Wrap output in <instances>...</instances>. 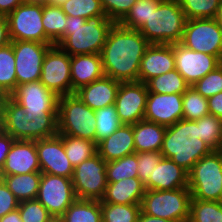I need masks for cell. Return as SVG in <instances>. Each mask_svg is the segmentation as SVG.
<instances>
[{"instance_id": "6da1fadb", "label": "cell", "mask_w": 222, "mask_h": 222, "mask_svg": "<svg viewBox=\"0 0 222 222\" xmlns=\"http://www.w3.org/2000/svg\"><path fill=\"white\" fill-rule=\"evenodd\" d=\"M149 45L139 30L115 23L101 51L104 75L119 82L138 81L140 62Z\"/></svg>"}, {"instance_id": "7a4b0ae2", "label": "cell", "mask_w": 222, "mask_h": 222, "mask_svg": "<svg viewBox=\"0 0 222 222\" xmlns=\"http://www.w3.org/2000/svg\"><path fill=\"white\" fill-rule=\"evenodd\" d=\"M114 24L107 16H93L88 19L67 16L65 33L55 45L70 56L101 54Z\"/></svg>"}, {"instance_id": "3957f363", "label": "cell", "mask_w": 222, "mask_h": 222, "mask_svg": "<svg viewBox=\"0 0 222 222\" xmlns=\"http://www.w3.org/2000/svg\"><path fill=\"white\" fill-rule=\"evenodd\" d=\"M211 151L212 149L198 138L196 121L181 119L167 127L160 152L164 158L171 159L189 173L193 165Z\"/></svg>"}, {"instance_id": "277c9868", "label": "cell", "mask_w": 222, "mask_h": 222, "mask_svg": "<svg viewBox=\"0 0 222 222\" xmlns=\"http://www.w3.org/2000/svg\"><path fill=\"white\" fill-rule=\"evenodd\" d=\"M15 140H39L58 134V116L26 115L24 108L10 96L2 102V129Z\"/></svg>"}, {"instance_id": "5b68a950", "label": "cell", "mask_w": 222, "mask_h": 222, "mask_svg": "<svg viewBox=\"0 0 222 222\" xmlns=\"http://www.w3.org/2000/svg\"><path fill=\"white\" fill-rule=\"evenodd\" d=\"M186 20L178 0H162L139 31L150 44L180 43Z\"/></svg>"}, {"instance_id": "8992f818", "label": "cell", "mask_w": 222, "mask_h": 222, "mask_svg": "<svg viewBox=\"0 0 222 222\" xmlns=\"http://www.w3.org/2000/svg\"><path fill=\"white\" fill-rule=\"evenodd\" d=\"M191 199L222 202V151L212 150L188 173Z\"/></svg>"}, {"instance_id": "52a82bcc", "label": "cell", "mask_w": 222, "mask_h": 222, "mask_svg": "<svg viewBox=\"0 0 222 222\" xmlns=\"http://www.w3.org/2000/svg\"><path fill=\"white\" fill-rule=\"evenodd\" d=\"M95 110L88 107L76 93L58 99V134L95 142Z\"/></svg>"}, {"instance_id": "ba28073f", "label": "cell", "mask_w": 222, "mask_h": 222, "mask_svg": "<svg viewBox=\"0 0 222 222\" xmlns=\"http://www.w3.org/2000/svg\"><path fill=\"white\" fill-rule=\"evenodd\" d=\"M191 198L189 188L146 190L141 211L173 222H188Z\"/></svg>"}, {"instance_id": "9c48e42d", "label": "cell", "mask_w": 222, "mask_h": 222, "mask_svg": "<svg viewBox=\"0 0 222 222\" xmlns=\"http://www.w3.org/2000/svg\"><path fill=\"white\" fill-rule=\"evenodd\" d=\"M11 41H36L55 44L43 26V5L22 3L7 16Z\"/></svg>"}, {"instance_id": "30bf717a", "label": "cell", "mask_w": 222, "mask_h": 222, "mask_svg": "<svg viewBox=\"0 0 222 222\" xmlns=\"http://www.w3.org/2000/svg\"><path fill=\"white\" fill-rule=\"evenodd\" d=\"M106 165L97 153L74 167L72 183L76 198L101 201L107 187Z\"/></svg>"}, {"instance_id": "8fae6325", "label": "cell", "mask_w": 222, "mask_h": 222, "mask_svg": "<svg viewBox=\"0 0 222 222\" xmlns=\"http://www.w3.org/2000/svg\"><path fill=\"white\" fill-rule=\"evenodd\" d=\"M180 43L188 49L222 59V28L216 18L186 20Z\"/></svg>"}, {"instance_id": "7c38bea8", "label": "cell", "mask_w": 222, "mask_h": 222, "mask_svg": "<svg viewBox=\"0 0 222 222\" xmlns=\"http://www.w3.org/2000/svg\"><path fill=\"white\" fill-rule=\"evenodd\" d=\"M53 218H60L77 199L71 178L41 173L36 198Z\"/></svg>"}, {"instance_id": "4fadbf2b", "label": "cell", "mask_w": 222, "mask_h": 222, "mask_svg": "<svg viewBox=\"0 0 222 222\" xmlns=\"http://www.w3.org/2000/svg\"><path fill=\"white\" fill-rule=\"evenodd\" d=\"M10 97L20 104L26 115L58 116V99L40 80L17 85Z\"/></svg>"}, {"instance_id": "5bb4252c", "label": "cell", "mask_w": 222, "mask_h": 222, "mask_svg": "<svg viewBox=\"0 0 222 222\" xmlns=\"http://www.w3.org/2000/svg\"><path fill=\"white\" fill-rule=\"evenodd\" d=\"M40 81L57 96L72 94L70 55L53 45L46 53Z\"/></svg>"}, {"instance_id": "9a60e30c", "label": "cell", "mask_w": 222, "mask_h": 222, "mask_svg": "<svg viewBox=\"0 0 222 222\" xmlns=\"http://www.w3.org/2000/svg\"><path fill=\"white\" fill-rule=\"evenodd\" d=\"M15 56L17 85L40 80L47 51L55 44L36 41H11Z\"/></svg>"}, {"instance_id": "2e32d148", "label": "cell", "mask_w": 222, "mask_h": 222, "mask_svg": "<svg viewBox=\"0 0 222 222\" xmlns=\"http://www.w3.org/2000/svg\"><path fill=\"white\" fill-rule=\"evenodd\" d=\"M175 69L183 76L189 86L222 64V59L203 52L186 48L181 43L173 44Z\"/></svg>"}, {"instance_id": "e0dca14e", "label": "cell", "mask_w": 222, "mask_h": 222, "mask_svg": "<svg viewBox=\"0 0 222 222\" xmlns=\"http://www.w3.org/2000/svg\"><path fill=\"white\" fill-rule=\"evenodd\" d=\"M147 95L148 88L143 82H120L115 106L122 124L133 125L144 120Z\"/></svg>"}, {"instance_id": "ac0fdd59", "label": "cell", "mask_w": 222, "mask_h": 222, "mask_svg": "<svg viewBox=\"0 0 222 222\" xmlns=\"http://www.w3.org/2000/svg\"><path fill=\"white\" fill-rule=\"evenodd\" d=\"M36 149L41 173L72 179L74 167L67 158L62 134L36 140Z\"/></svg>"}, {"instance_id": "d6986e66", "label": "cell", "mask_w": 222, "mask_h": 222, "mask_svg": "<svg viewBox=\"0 0 222 222\" xmlns=\"http://www.w3.org/2000/svg\"><path fill=\"white\" fill-rule=\"evenodd\" d=\"M183 94H160L148 92L144 120L165 127L182 119Z\"/></svg>"}, {"instance_id": "ffe728a7", "label": "cell", "mask_w": 222, "mask_h": 222, "mask_svg": "<svg viewBox=\"0 0 222 222\" xmlns=\"http://www.w3.org/2000/svg\"><path fill=\"white\" fill-rule=\"evenodd\" d=\"M41 172L36 140H14L6 156L2 176Z\"/></svg>"}, {"instance_id": "44dd1931", "label": "cell", "mask_w": 222, "mask_h": 222, "mask_svg": "<svg viewBox=\"0 0 222 222\" xmlns=\"http://www.w3.org/2000/svg\"><path fill=\"white\" fill-rule=\"evenodd\" d=\"M175 69L173 44H150L140 62L138 81L147 83L153 77Z\"/></svg>"}, {"instance_id": "7402d4cb", "label": "cell", "mask_w": 222, "mask_h": 222, "mask_svg": "<svg viewBox=\"0 0 222 222\" xmlns=\"http://www.w3.org/2000/svg\"><path fill=\"white\" fill-rule=\"evenodd\" d=\"M144 185L146 190L188 188V172L171 159L162 157Z\"/></svg>"}, {"instance_id": "603a6c76", "label": "cell", "mask_w": 222, "mask_h": 222, "mask_svg": "<svg viewBox=\"0 0 222 222\" xmlns=\"http://www.w3.org/2000/svg\"><path fill=\"white\" fill-rule=\"evenodd\" d=\"M120 82L108 76L81 87L75 93L92 110L115 104Z\"/></svg>"}, {"instance_id": "cb8c5ba5", "label": "cell", "mask_w": 222, "mask_h": 222, "mask_svg": "<svg viewBox=\"0 0 222 222\" xmlns=\"http://www.w3.org/2000/svg\"><path fill=\"white\" fill-rule=\"evenodd\" d=\"M72 94L104 76L101 54L70 56Z\"/></svg>"}, {"instance_id": "d4e9b609", "label": "cell", "mask_w": 222, "mask_h": 222, "mask_svg": "<svg viewBox=\"0 0 222 222\" xmlns=\"http://www.w3.org/2000/svg\"><path fill=\"white\" fill-rule=\"evenodd\" d=\"M99 156L106 162L135 153L133 126L122 124L108 138L97 144Z\"/></svg>"}, {"instance_id": "484cf974", "label": "cell", "mask_w": 222, "mask_h": 222, "mask_svg": "<svg viewBox=\"0 0 222 222\" xmlns=\"http://www.w3.org/2000/svg\"><path fill=\"white\" fill-rule=\"evenodd\" d=\"M145 192V185L138 177L125 178L118 182H107L100 203L141 204Z\"/></svg>"}, {"instance_id": "4316f807", "label": "cell", "mask_w": 222, "mask_h": 222, "mask_svg": "<svg viewBox=\"0 0 222 222\" xmlns=\"http://www.w3.org/2000/svg\"><path fill=\"white\" fill-rule=\"evenodd\" d=\"M132 126L136 153L161 151L167 127L146 120Z\"/></svg>"}, {"instance_id": "83f0119b", "label": "cell", "mask_w": 222, "mask_h": 222, "mask_svg": "<svg viewBox=\"0 0 222 222\" xmlns=\"http://www.w3.org/2000/svg\"><path fill=\"white\" fill-rule=\"evenodd\" d=\"M1 179L20 202L37 198L41 172L2 176Z\"/></svg>"}, {"instance_id": "f1b7e54d", "label": "cell", "mask_w": 222, "mask_h": 222, "mask_svg": "<svg viewBox=\"0 0 222 222\" xmlns=\"http://www.w3.org/2000/svg\"><path fill=\"white\" fill-rule=\"evenodd\" d=\"M60 219L62 222H102L101 203L77 198Z\"/></svg>"}, {"instance_id": "f546056e", "label": "cell", "mask_w": 222, "mask_h": 222, "mask_svg": "<svg viewBox=\"0 0 222 222\" xmlns=\"http://www.w3.org/2000/svg\"><path fill=\"white\" fill-rule=\"evenodd\" d=\"M17 86L12 42L0 47V95L10 96Z\"/></svg>"}, {"instance_id": "4dcf8cb0", "label": "cell", "mask_w": 222, "mask_h": 222, "mask_svg": "<svg viewBox=\"0 0 222 222\" xmlns=\"http://www.w3.org/2000/svg\"><path fill=\"white\" fill-rule=\"evenodd\" d=\"M146 85L148 92L160 94H183L190 87L176 69L153 77Z\"/></svg>"}, {"instance_id": "1f68e13d", "label": "cell", "mask_w": 222, "mask_h": 222, "mask_svg": "<svg viewBox=\"0 0 222 222\" xmlns=\"http://www.w3.org/2000/svg\"><path fill=\"white\" fill-rule=\"evenodd\" d=\"M67 158L73 167L98 153L97 143L70 135H62Z\"/></svg>"}, {"instance_id": "d6a6232c", "label": "cell", "mask_w": 222, "mask_h": 222, "mask_svg": "<svg viewBox=\"0 0 222 222\" xmlns=\"http://www.w3.org/2000/svg\"><path fill=\"white\" fill-rule=\"evenodd\" d=\"M162 0H136L129 13L119 23L122 27L139 30L155 12Z\"/></svg>"}, {"instance_id": "836d02e7", "label": "cell", "mask_w": 222, "mask_h": 222, "mask_svg": "<svg viewBox=\"0 0 222 222\" xmlns=\"http://www.w3.org/2000/svg\"><path fill=\"white\" fill-rule=\"evenodd\" d=\"M67 16L61 6L53 4L43 5V26L45 34L55 43L64 33Z\"/></svg>"}, {"instance_id": "e575fe53", "label": "cell", "mask_w": 222, "mask_h": 222, "mask_svg": "<svg viewBox=\"0 0 222 222\" xmlns=\"http://www.w3.org/2000/svg\"><path fill=\"white\" fill-rule=\"evenodd\" d=\"M198 125V138L212 150H220L222 144V119L212 114L195 120Z\"/></svg>"}, {"instance_id": "d590c367", "label": "cell", "mask_w": 222, "mask_h": 222, "mask_svg": "<svg viewBox=\"0 0 222 222\" xmlns=\"http://www.w3.org/2000/svg\"><path fill=\"white\" fill-rule=\"evenodd\" d=\"M95 117V142L97 144L105 138H108L122 125L115 104L95 110Z\"/></svg>"}, {"instance_id": "8d00e7d4", "label": "cell", "mask_w": 222, "mask_h": 222, "mask_svg": "<svg viewBox=\"0 0 222 222\" xmlns=\"http://www.w3.org/2000/svg\"><path fill=\"white\" fill-rule=\"evenodd\" d=\"M188 222H222V202L191 199Z\"/></svg>"}, {"instance_id": "74e56055", "label": "cell", "mask_w": 222, "mask_h": 222, "mask_svg": "<svg viewBox=\"0 0 222 222\" xmlns=\"http://www.w3.org/2000/svg\"><path fill=\"white\" fill-rule=\"evenodd\" d=\"M137 153H132L121 159L107 162V182H118L125 178L138 177Z\"/></svg>"}, {"instance_id": "f35d334b", "label": "cell", "mask_w": 222, "mask_h": 222, "mask_svg": "<svg viewBox=\"0 0 222 222\" xmlns=\"http://www.w3.org/2000/svg\"><path fill=\"white\" fill-rule=\"evenodd\" d=\"M141 204L101 203L102 222H137Z\"/></svg>"}, {"instance_id": "ab89813d", "label": "cell", "mask_w": 222, "mask_h": 222, "mask_svg": "<svg viewBox=\"0 0 222 222\" xmlns=\"http://www.w3.org/2000/svg\"><path fill=\"white\" fill-rule=\"evenodd\" d=\"M187 20L216 18L221 0H178Z\"/></svg>"}, {"instance_id": "60d3db41", "label": "cell", "mask_w": 222, "mask_h": 222, "mask_svg": "<svg viewBox=\"0 0 222 222\" xmlns=\"http://www.w3.org/2000/svg\"><path fill=\"white\" fill-rule=\"evenodd\" d=\"M183 116L184 120H198L209 114L208 98L203 97L192 86L183 93Z\"/></svg>"}, {"instance_id": "b9f144b4", "label": "cell", "mask_w": 222, "mask_h": 222, "mask_svg": "<svg viewBox=\"0 0 222 222\" xmlns=\"http://www.w3.org/2000/svg\"><path fill=\"white\" fill-rule=\"evenodd\" d=\"M60 6L66 16L85 19L93 16H106L100 0H67Z\"/></svg>"}, {"instance_id": "7bdbcfd3", "label": "cell", "mask_w": 222, "mask_h": 222, "mask_svg": "<svg viewBox=\"0 0 222 222\" xmlns=\"http://www.w3.org/2000/svg\"><path fill=\"white\" fill-rule=\"evenodd\" d=\"M18 210L22 222H48L53 218L37 199L21 201Z\"/></svg>"}, {"instance_id": "ee69618b", "label": "cell", "mask_w": 222, "mask_h": 222, "mask_svg": "<svg viewBox=\"0 0 222 222\" xmlns=\"http://www.w3.org/2000/svg\"><path fill=\"white\" fill-rule=\"evenodd\" d=\"M203 97L209 98L222 91V64L192 86Z\"/></svg>"}, {"instance_id": "f6af8a7d", "label": "cell", "mask_w": 222, "mask_h": 222, "mask_svg": "<svg viewBox=\"0 0 222 222\" xmlns=\"http://www.w3.org/2000/svg\"><path fill=\"white\" fill-rule=\"evenodd\" d=\"M108 19L120 23L136 3V0H100Z\"/></svg>"}, {"instance_id": "bcb514c9", "label": "cell", "mask_w": 222, "mask_h": 222, "mask_svg": "<svg viewBox=\"0 0 222 222\" xmlns=\"http://www.w3.org/2000/svg\"><path fill=\"white\" fill-rule=\"evenodd\" d=\"M163 155L161 152H139L137 153L138 163V178L145 184L149 180V176H152L154 167L158 165Z\"/></svg>"}, {"instance_id": "7dc6e473", "label": "cell", "mask_w": 222, "mask_h": 222, "mask_svg": "<svg viewBox=\"0 0 222 222\" xmlns=\"http://www.w3.org/2000/svg\"><path fill=\"white\" fill-rule=\"evenodd\" d=\"M20 201L7 188L4 181L0 178V218L7 213L16 210Z\"/></svg>"}, {"instance_id": "c3c4849f", "label": "cell", "mask_w": 222, "mask_h": 222, "mask_svg": "<svg viewBox=\"0 0 222 222\" xmlns=\"http://www.w3.org/2000/svg\"><path fill=\"white\" fill-rule=\"evenodd\" d=\"M14 138L2 130L0 131V173L3 170L6 156L9 153L10 147L14 142Z\"/></svg>"}, {"instance_id": "681fc988", "label": "cell", "mask_w": 222, "mask_h": 222, "mask_svg": "<svg viewBox=\"0 0 222 222\" xmlns=\"http://www.w3.org/2000/svg\"><path fill=\"white\" fill-rule=\"evenodd\" d=\"M209 114L222 119V91L208 98Z\"/></svg>"}, {"instance_id": "f907efd6", "label": "cell", "mask_w": 222, "mask_h": 222, "mask_svg": "<svg viewBox=\"0 0 222 222\" xmlns=\"http://www.w3.org/2000/svg\"><path fill=\"white\" fill-rule=\"evenodd\" d=\"M11 43L9 37L8 20L5 15H0V47Z\"/></svg>"}, {"instance_id": "816d5d0a", "label": "cell", "mask_w": 222, "mask_h": 222, "mask_svg": "<svg viewBox=\"0 0 222 222\" xmlns=\"http://www.w3.org/2000/svg\"><path fill=\"white\" fill-rule=\"evenodd\" d=\"M22 3L23 0H0V15L7 16Z\"/></svg>"}, {"instance_id": "f5cc1de1", "label": "cell", "mask_w": 222, "mask_h": 222, "mask_svg": "<svg viewBox=\"0 0 222 222\" xmlns=\"http://www.w3.org/2000/svg\"><path fill=\"white\" fill-rule=\"evenodd\" d=\"M137 222H173L159 217L150 216L140 211Z\"/></svg>"}, {"instance_id": "db71d44e", "label": "cell", "mask_w": 222, "mask_h": 222, "mask_svg": "<svg viewBox=\"0 0 222 222\" xmlns=\"http://www.w3.org/2000/svg\"><path fill=\"white\" fill-rule=\"evenodd\" d=\"M0 222H22L18 208L1 217Z\"/></svg>"}, {"instance_id": "11a10c76", "label": "cell", "mask_w": 222, "mask_h": 222, "mask_svg": "<svg viewBox=\"0 0 222 222\" xmlns=\"http://www.w3.org/2000/svg\"><path fill=\"white\" fill-rule=\"evenodd\" d=\"M216 20L218 21V24L222 28V0L220 2V6H219L218 14L216 16Z\"/></svg>"}, {"instance_id": "9f6ffc18", "label": "cell", "mask_w": 222, "mask_h": 222, "mask_svg": "<svg viewBox=\"0 0 222 222\" xmlns=\"http://www.w3.org/2000/svg\"><path fill=\"white\" fill-rule=\"evenodd\" d=\"M23 3H29V4H46V0H23Z\"/></svg>"}, {"instance_id": "6f0895ef", "label": "cell", "mask_w": 222, "mask_h": 222, "mask_svg": "<svg viewBox=\"0 0 222 222\" xmlns=\"http://www.w3.org/2000/svg\"><path fill=\"white\" fill-rule=\"evenodd\" d=\"M66 1L67 0H46V3L60 6Z\"/></svg>"}, {"instance_id": "680465c9", "label": "cell", "mask_w": 222, "mask_h": 222, "mask_svg": "<svg viewBox=\"0 0 222 222\" xmlns=\"http://www.w3.org/2000/svg\"><path fill=\"white\" fill-rule=\"evenodd\" d=\"M3 97L2 95H0V131L2 129V102H3Z\"/></svg>"}, {"instance_id": "91938a15", "label": "cell", "mask_w": 222, "mask_h": 222, "mask_svg": "<svg viewBox=\"0 0 222 222\" xmlns=\"http://www.w3.org/2000/svg\"><path fill=\"white\" fill-rule=\"evenodd\" d=\"M48 222H62L60 218H52Z\"/></svg>"}]
</instances>
